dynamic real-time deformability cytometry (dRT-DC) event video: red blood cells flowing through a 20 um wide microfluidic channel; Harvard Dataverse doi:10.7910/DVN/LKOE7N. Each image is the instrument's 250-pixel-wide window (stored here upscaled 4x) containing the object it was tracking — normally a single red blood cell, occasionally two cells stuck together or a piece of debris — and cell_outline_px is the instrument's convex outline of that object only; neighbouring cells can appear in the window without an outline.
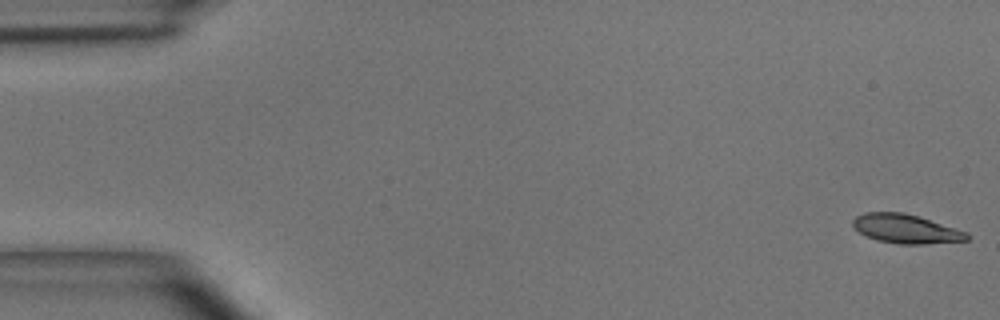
{"species": "common noctule bat (a hibernating species)", "species_latin": "Nyctalus noctula", "temperature_condition": "room temperature", "stored_images_in_passage": 10, "camera_frame_rate_fps": 3000, "um_per_image_px": 0.085, "animal": {"sex": "male", "body_mass_g": 15.6}, "frame": {"image": 1, "passage_image": 1, "time_ms": 0.0, "image_size_px": [1000, 320], "cell_outline_px": [[968, 240], [924, 244], [896, 244], [876, 240], [860, 232], [852, 224], [852, 220], [856, 216], [864, 212], [904, 212], [968, 232]], "centroid_in_image_um": [76.98, 19.45], "position_along_channel_um": 8.0, "area_um2": 19.13}}